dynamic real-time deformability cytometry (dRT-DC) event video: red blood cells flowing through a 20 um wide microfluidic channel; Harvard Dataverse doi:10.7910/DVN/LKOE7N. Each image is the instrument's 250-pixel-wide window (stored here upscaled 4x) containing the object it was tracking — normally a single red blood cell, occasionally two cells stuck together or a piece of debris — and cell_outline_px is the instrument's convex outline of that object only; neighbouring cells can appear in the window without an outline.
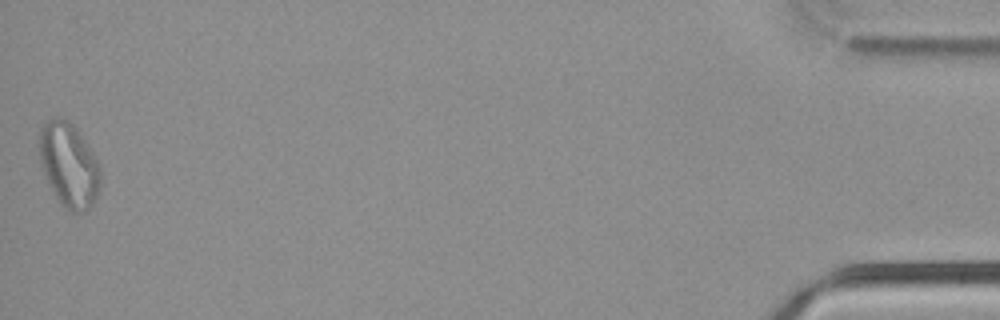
{"species": "common noctule bat (a hibernating species)", "species_latin": "Nyctalus noctula", "temperature_condition": "cold", "stored_images_in_passage": 40, "camera_frame_rate_fps": 3000, "um_per_image_px": 0.085, "animal": {"sex": "male", "body_mass_g": 21.5, "forearm_length_mm": 52.0}, "frame": {"image": 1, "passage_image": 40, "time_ms": 13.0, "image_size_px": [1000, 320], "cell_outline_px": [[100, 188], [92, 204], [84, 212], [72, 212], [60, 204], [40, 164], [40, 128], [52, 116], [60, 116], [68, 120], [76, 128], [100, 164]], "centroid_in_image_um": [5.86, 14.0], "position_along_channel_um": 429.3, "area_um2": 29.77}}